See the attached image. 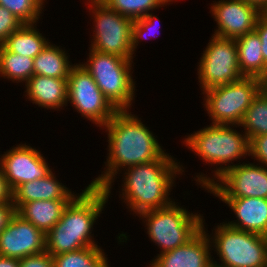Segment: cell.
Listing matches in <instances>:
<instances>
[{
	"mask_svg": "<svg viewBox=\"0 0 267 267\" xmlns=\"http://www.w3.org/2000/svg\"><path fill=\"white\" fill-rule=\"evenodd\" d=\"M141 120L131 110H118L108 123L99 128L105 129L107 134L108 156L104 162V171L89 185L104 188L108 197L115 179L119 177L118 173L133 165L158 160L166 152L156 139L157 136Z\"/></svg>",
	"mask_w": 267,
	"mask_h": 267,
	"instance_id": "6da1fadb",
	"label": "cell"
},
{
	"mask_svg": "<svg viewBox=\"0 0 267 267\" xmlns=\"http://www.w3.org/2000/svg\"><path fill=\"white\" fill-rule=\"evenodd\" d=\"M169 154L166 152L158 160L133 165L118 173L123 177L122 188L119 189L121 192L118 191L119 198L126 204L130 214L133 212L132 215L138 216L174 202L175 199L172 200L169 195L176 186V178L184 174L185 168Z\"/></svg>",
	"mask_w": 267,
	"mask_h": 267,
	"instance_id": "7a4b0ae2",
	"label": "cell"
},
{
	"mask_svg": "<svg viewBox=\"0 0 267 267\" xmlns=\"http://www.w3.org/2000/svg\"><path fill=\"white\" fill-rule=\"evenodd\" d=\"M109 197L104 188L88 184L66 206L60 220L45 235V250L51 255L99 246L92 234Z\"/></svg>",
	"mask_w": 267,
	"mask_h": 267,
	"instance_id": "3957f363",
	"label": "cell"
},
{
	"mask_svg": "<svg viewBox=\"0 0 267 267\" xmlns=\"http://www.w3.org/2000/svg\"><path fill=\"white\" fill-rule=\"evenodd\" d=\"M238 127L240 126L209 124L183 138L182 143L187 149L198 155L202 162L211 167L214 165L210 177L202 172L196 173L194 177L196 185L205 191L218 177L236 165L234 161L249 157V140L243 129L241 133L235 129Z\"/></svg>",
	"mask_w": 267,
	"mask_h": 267,
	"instance_id": "277c9868",
	"label": "cell"
},
{
	"mask_svg": "<svg viewBox=\"0 0 267 267\" xmlns=\"http://www.w3.org/2000/svg\"><path fill=\"white\" fill-rule=\"evenodd\" d=\"M86 62L80 63L93 77L103 95L117 110H131L135 100L134 60L89 48Z\"/></svg>",
	"mask_w": 267,
	"mask_h": 267,
	"instance_id": "5b68a950",
	"label": "cell"
},
{
	"mask_svg": "<svg viewBox=\"0 0 267 267\" xmlns=\"http://www.w3.org/2000/svg\"><path fill=\"white\" fill-rule=\"evenodd\" d=\"M205 227L203 218L202 228L220 260L212 256L214 267H267V237L233 228L225 221L214 226L210 235Z\"/></svg>",
	"mask_w": 267,
	"mask_h": 267,
	"instance_id": "8992f818",
	"label": "cell"
},
{
	"mask_svg": "<svg viewBox=\"0 0 267 267\" xmlns=\"http://www.w3.org/2000/svg\"><path fill=\"white\" fill-rule=\"evenodd\" d=\"M178 202L167 207L149 210L138 215L145 224L151 242L159 247L160 255L187 243L201 229L203 214L189 212Z\"/></svg>",
	"mask_w": 267,
	"mask_h": 267,
	"instance_id": "52a82bcc",
	"label": "cell"
},
{
	"mask_svg": "<svg viewBox=\"0 0 267 267\" xmlns=\"http://www.w3.org/2000/svg\"><path fill=\"white\" fill-rule=\"evenodd\" d=\"M262 90V79L243 77L236 82L203 91V107L211 124L240 125L245 112Z\"/></svg>",
	"mask_w": 267,
	"mask_h": 267,
	"instance_id": "ba28073f",
	"label": "cell"
},
{
	"mask_svg": "<svg viewBox=\"0 0 267 267\" xmlns=\"http://www.w3.org/2000/svg\"><path fill=\"white\" fill-rule=\"evenodd\" d=\"M85 4L90 17H93L94 26L88 48L133 60V20L110 9L100 0H87Z\"/></svg>",
	"mask_w": 267,
	"mask_h": 267,
	"instance_id": "9c48e42d",
	"label": "cell"
},
{
	"mask_svg": "<svg viewBox=\"0 0 267 267\" xmlns=\"http://www.w3.org/2000/svg\"><path fill=\"white\" fill-rule=\"evenodd\" d=\"M210 39L197 65V77L202 92L244 77L239 70L235 39L215 35Z\"/></svg>",
	"mask_w": 267,
	"mask_h": 267,
	"instance_id": "30bf717a",
	"label": "cell"
},
{
	"mask_svg": "<svg viewBox=\"0 0 267 267\" xmlns=\"http://www.w3.org/2000/svg\"><path fill=\"white\" fill-rule=\"evenodd\" d=\"M67 106L70 103L83 119H88L96 127H102L118 111L103 95L91 74L76 63L67 78Z\"/></svg>",
	"mask_w": 267,
	"mask_h": 267,
	"instance_id": "8fae6325",
	"label": "cell"
},
{
	"mask_svg": "<svg viewBox=\"0 0 267 267\" xmlns=\"http://www.w3.org/2000/svg\"><path fill=\"white\" fill-rule=\"evenodd\" d=\"M239 163L217 178L206 190L218 198L259 197L267 199V167L253 162ZM256 163V164H255Z\"/></svg>",
	"mask_w": 267,
	"mask_h": 267,
	"instance_id": "7c38bea8",
	"label": "cell"
},
{
	"mask_svg": "<svg viewBox=\"0 0 267 267\" xmlns=\"http://www.w3.org/2000/svg\"><path fill=\"white\" fill-rule=\"evenodd\" d=\"M3 153L0 166L12 192L21 184L44 178L52 171L47 158L30 144L21 142Z\"/></svg>",
	"mask_w": 267,
	"mask_h": 267,
	"instance_id": "4fadbf2b",
	"label": "cell"
},
{
	"mask_svg": "<svg viewBox=\"0 0 267 267\" xmlns=\"http://www.w3.org/2000/svg\"><path fill=\"white\" fill-rule=\"evenodd\" d=\"M216 22L213 35L236 39L255 30L262 11L244 0H218L210 5Z\"/></svg>",
	"mask_w": 267,
	"mask_h": 267,
	"instance_id": "5bb4252c",
	"label": "cell"
},
{
	"mask_svg": "<svg viewBox=\"0 0 267 267\" xmlns=\"http://www.w3.org/2000/svg\"><path fill=\"white\" fill-rule=\"evenodd\" d=\"M45 234L15 214L0 233V256L22 259L45 251Z\"/></svg>",
	"mask_w": 267,
	"mask_h": 267,
	"instance_id": "9a60e30c",
	"label": "cell"
},
{
	"mask_svg": "<svg viewBox=\"0 0 267 267\" xmlns=\"http://www.w3.org/2000/svg\"><path fill=\"white\" fill-rule=\"evenodd\" d=\"M211 253L210 239L202 228L187 243L155 256L147 267H214Z\"/></svg>",
	"mask_w": 267,
	"mask_h": 267,
	"instance_id": "2e32d148",
	"label": "cell"
},
{
	"mask_svg": "<svg viewBox=\"0 0 267 267\" xmlns=\"http://www.w3.org/2000/svg\"><path fill=\"white\" fill-rule=\"evenodd\" d=\"M235 214L229 226L267 237V199L259 197L219 198Z\"/></svg>",
	"mask_w": 267,
	"mask_h": 267,
	"instance_id": "e0dca14e",
	"label": "cell"
},
{
	"mask_svg": "<svg viewBox=\"0 0 267 267\" xmlns=\"http://www.w3.org/2000/svg\"><path fill=\"white\" fill-rule=\"evenodd\" d=\"M24 88L26 99L40 108L60 111L67 106V79L33 75Z\"/></svg>",
	"mask_w": 267,
	"mask_h": 267,
	"instance_id": "ac0fdd59",
	"label": "cell"
},
{
	"mask_svg": "<svg viewBox=\"0 0 267 267\" xmlns=\"http://www.w3.org/2000/svg\"><path fill=\"white\" fill-rule=\"evenodd\" d=\"M52 170L46 177L36 179L18 186L12 192V201L16 211L27 202L36 200L73 199L78 193L64 184Z\"/></svg>",
	"mask_w": 267,
	"mask_h": 267,
	"instance_id": "d6986e66",
	"label": "cell"
},
{
	"mask_svg": "<svg viewBox=\"0 0 267 267\" xmlns=\"http://www.w3.org/2000/svg\"><path fill=\"white\" fill-rule=\"evenodd\" d=\"M72 199L36 200L24 203L16 213L31 222L45 235L60 220L64 209Z\"/></svg>",
	"mask_w": 267,
	"mask_h": 267,
	"instance_id": "ffe728a7",
	"label": "cell"
},
{
	"mask_svg": "<svg viewBox=\"0 0 267 267\" xmlns=\"http://www.w3.org/2000/svg\"><path fill=\"white\" fill-rule=\"evenodd\" d=\"M238 50V63L241 74L245 77L263 79L267 75V66L261 51V40L253 30L235 39Z\"/></svg>",
	"mask_w": 267,
	"mask_h": 267,
	"instance_id": "44dd1931",
	"label": "cell"
},
{
	"mask_svg": "<svg viewBox=\"0 0 267 267\" xmlns=\"http://www.w3.org/2000/svg\"><path fill=\"white\" fill-rule=\"evenodd\" d=\"M68 54L65 48L50 41L34 58V75L67 79L71 68L75 65L70 62Z\"/></svg>",
	"mask_w": 267,
	"mask_h": 267,
	"instance_id": "7402d4cb",
	"label": "cell"
},
{
	"mask_svg": "<svg viewBox=\"0 0 267 267\" xmlns=\"http://www.w3.org/2000/svg\"><path fill=\"white\" fill-rule=\"evenodd\" d=\"M45 35L39 32L37 23L23 24L13 32L3 44L10 52L35 58L49 43Z\"/></svg>",
	"mask_w": 267,
	"mask_h": 267,
	"instance_id": "603a6c76",
	"label": "cell"
},
{
	"mask_svg": "<svg viewBox=\"0 0 267 267\" xmlns=\"http://www.w3.org/2000/svg\"><path fill=\"white\" fill-rule=\"evenodd\" d=\"M34 75V58L10 52L0 45V77L23 85Z\"/></svg>",
	"mask_w": 267,
	"mask_h": 267,
	"instance_id": "cb8c5ba5",
	"label": "cell"
},
{
	"mask_svg": "<svg viewBox=\"0 0 267 267\" xmlns=\"http://www.w3.org/2000/svg\"><path fill=\"white\" fill-rule=\"evenodd\" d=\"M107 256L101 246H92L52 257L54 267H111Z\"/></svg>",
	"mask_w": 267,
	"mask_h": 267,
	"instance_id": "d4e9b609",
	"label": "cell"
},
{
	"mask_svg": "<svg viewBox=\"0 0 267 267\" xmlns=\"http://www.w3.org/2000/svg\"><path fill=\"white\" fill-rule=\"evenodd\" d=\"M248 140L267 134V93L262 89L254 98L239 125Z\"/></svg>",
	"mask_w": 267,
	"mask_h": 267,
	"instance_id": "484cf974",
	"label": "cell"
},
{
	"mask_svg": "<svg viewBox=\"0 0 267 267\" xmlns=\"http://www.w3.org/2000/svg\"><path fill=\"white\" fill-rule=\"evenodd\" d=\"M110 9L133 21L145 17L153 10L164 8L178 0H100ZM172 2V3H171Z\"/></svg>",
	"mask_w": 267,
	"mask_h": 267,
	"instance_id": "4316f807",
	"label": "cell"
},
{
	"mask_svg": "<svg viewBox=\"0 0 267 267\" xmlns=\"http://www.w3.org/2000/svg\"><path fill=\"white\" fill-rule=\"evenodd\" d=\"M47 0H0V5L11 11L24 24L38 23ZM43 10V11H42Z\"/></svg>",
	"mask_w": 267,
	"mask_h": 267,
	"instance_id": "83f0119b",
	"label": "cell"
},
{
	"mask_svg": "<svg viewBox=\"0 0 267 267\" xmlns=\"http://www.w3.org/2000/svg\"><path fill=\"white\" fill-rule=\"evenodd\" d=\"M157 22H159V18L156 15H154L153 12H150L143 18H139L133 21L131 39H132V51L134 56L136 55L135 52L137 46L139 43L142 42V40H148L149 38L147 37L150 38L153 37L154 39L155 37H157L156 36L157 33L156 34L154 33L157 30L158 32L160 31L159 29L160 27L158 28V25L160 24L157 25Z\"/></svg>",
	"mask_w": 267,
	"mask_h": 267,
	"instance_id": "f1b7e54d",
	"label": "cell"
},
{
	"mask_svg": "<svg viewBox=\"0 0 267 267\" xmlns=\"http://www.w3.org/2000/svg\"><path fill=\"white\" fill-rule=\"evenodd\" d=\"M23 24L11 11L0 5V45Z\"/></svg>",
	"mask_w": 267,
	"mask_h": 267,
	"instance_id": "f546056e",
	"label": "cell"
},
{
	"mask_svg": "<svg viewBox=\"0 0 267 267\" xmlns=\"http://www.w3.org/2000/svg\"><path fill=\"white\" fill-rule=\"evenodd\" d=\"M267 167V134L253 137L249 141V157Z\"/></svg>",
	"mask_w": 267,
	"mask_h": 267,
	"instance_id": "4dcf8cb0",
	"label": "cell"
},
{
	"mask_svg": "<svg viewBox=\"0 0 267 267\" xmlns=\"http://www.w3.org/2000/svg\"><path fill=\"white\" fill-rule=\"evenodd\" d=\"M19 267H54L53 257L45 250L19 259Z\"/></svg>",
	"mask_w": 267,
	"mask_h": 267,
	"instance_id": "1f68e13d",
	"label": "cell"
},
{
	"mask_svg": "<svg viewBox=\"0 0 267 267\" xmlns=\"http://www.w3.org/2000/svg\"><path fill=\"white\" fill-rule=\"evenodd\" d=\"M255 31L258 33L261 40V51L263 55V59L267 66V16L263 14L259 17L257 21V25L255 27Z\"/></svg>",
	"mask_w": 267,
	"mask_h": 267,
	"instance_id": "d6a6232c",
	"label": "cell"
},
{
	"mask_svg": "<svg viewBox=\"0 0 267 267\" xmlns=\"http://www.w3.org/2000/svg\"><path fill=\"white\" fill-rule=\"evenodd\" d=\"M15 214L16 208L13 203H0V233L8 226Z\"/></svg>",
	"mask_w": 267,
	"mask_h": 267,
	"instance_id": "836d02e7",
	"label": "cell"
},
{
	"mask_svg": "<svg viewBox=\"0 0 267 267\" xmlns=\"http://www.w3.org/2000/svg\"><path fill=\"white\" fill-rule=\"evenodd\" d=\"M0 203H13L12 191L7 184L6 178L0 166Z\"/></svg>",
	"mask_w": 267,
	"mask_h": 267,
	"instance_id": "e575fe53",
	"label": "cell"
},
{
	"mask_svg": "<svg viewBox=\"0 0 267 267\" xmlns=\"http://www.w3.org/2000/svg\"><path fill=\"white\" fill-rule=\"evenodd\" d=\"M0 267H19V259L0 256Z\"/></svg>",
	"mask_w": 267,
	"mask_h": 267,
	"instance_id": "d590c367",
	"label": "cell"
},
{
	"mask_svg": "<svg viewBox=\"0 0 267 267\" xmlns=\"http://www.w3.org/2000/svg\"><path fill=\"white\" fill-rule=\"evenodd\" d=\"M245 2L258 7L261 11L267 6V0H244Z\"/></svg>",
	"mask_w": 267,
	"mask_h": 267,
	"instance_id": "8d00e7d4",
	"label": "cell"
},
{
	"mask_svg": "<svg viewBox=\"0 0 267 267\" xmlns=\"http://www.w3.org/2000/svg\"><path fill=\"white\" fill-rule=\"evenodd\" d=\"M262 89L267 93V75L262 79Z\"/></svg>",
	"mask_w": 267,
	"mask_h": 267,
	"instance_id": "74e56055",
	"label": "cell"
},
{
	"mask_svg": "<svg viewBox=\"0 0 267 267\" xmlns=\"http://www.w3.org/2000/svg\"><path fill=\"white\" fill-rule=\"evenodd\" d=\"M262 14H263L264 16H267V6L263 9Z\"/></svg>",
	"mask_w": 267,
	"mask_h": 267,
	"instance_id": "f35d334b",
	"label": "cell"
}]
</instances>
